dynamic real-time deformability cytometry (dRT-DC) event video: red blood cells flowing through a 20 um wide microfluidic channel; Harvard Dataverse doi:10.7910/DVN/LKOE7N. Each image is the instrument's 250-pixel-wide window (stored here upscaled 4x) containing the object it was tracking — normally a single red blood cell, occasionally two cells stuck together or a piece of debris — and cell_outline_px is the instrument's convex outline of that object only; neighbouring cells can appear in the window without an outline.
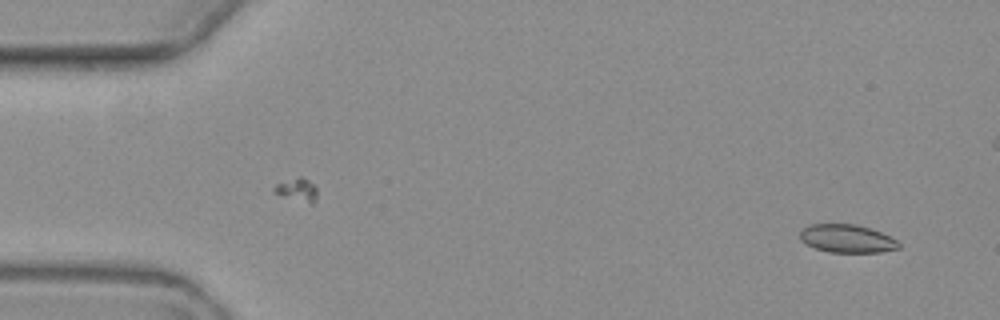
{"species": "common noctule bat (a hibernating species)", "species_latin": "Nyctalus noctula", "temperature_condition": "warm", "stored_images_in_passage": 9, "segment_of_instrument_passage": [1, 2], "camera_frame_rate_fps": 3000, "um_per_image_px": 0.085, "animal": {"sex": "female", "body_mass_g": 19.3, "forearm_length_mm": 54.1}, "frame": {"image": 1, "passage_image": 1, "time_ms": 0.0, "image_size_px": [1000, 320], "cell_outline_px": [[900, 248], [880, 252], [828, 252], [816, 248], [800, 240], [800, 232], [804, 228], [812, 224], [852, 224], [868, 228], [880, 232], [896, 240], [900, 244]], "centroid_in_image_um": [71.99, 20.29], "position_along_channel_um": 13.0, "area_um2": 15.9}}
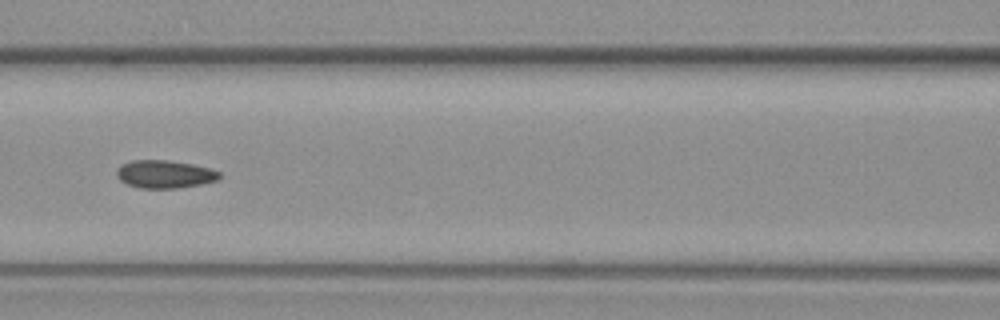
{"frame": {"image": 2, "passage_image": 7, "time_ms": 7.0, "image_size_px": [1000, 320], "cell_outline_px": [[220, 176], [216, 180], [200, 184], [176, 188], [140, 188], [128, 184], [120, 180], [116, 176], [116, 168], [120, 164], [132, 160], [164, 160], [192, 164], [208, 168], [220, 172]], "centroid_in_image_um": [13.93, 14.8], "position_along_channel_um": 152.7, "area_um2": 16.59}}
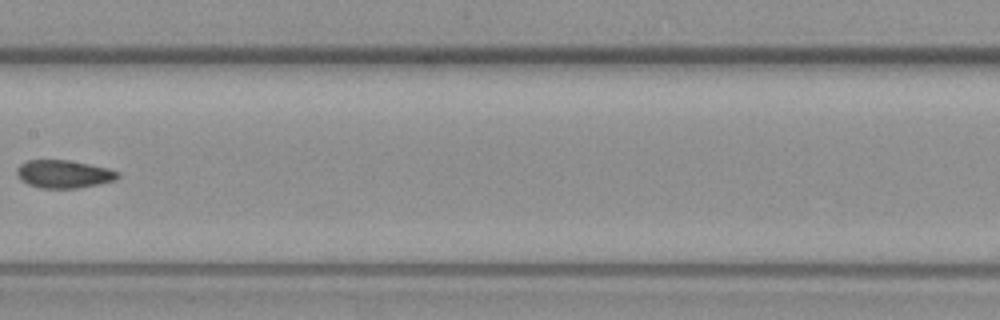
{"frame": {"image": 3, "passage_image": 8, "time_ms": 8.333, "image_size_px": [1000, 320], "cell_outline_px": [[120, 176], [116, 180], [76, 188], [40, 188], [28, 184], [20, 180], [16, 172], [16, 168], [20, 164], [28, 160], [68, 160], [108, 168], [120, 172]], "centroid_in_image_um": [5.4, 14.79], "position_along_channel_um": 202.0, "area_um2": 16.42}}